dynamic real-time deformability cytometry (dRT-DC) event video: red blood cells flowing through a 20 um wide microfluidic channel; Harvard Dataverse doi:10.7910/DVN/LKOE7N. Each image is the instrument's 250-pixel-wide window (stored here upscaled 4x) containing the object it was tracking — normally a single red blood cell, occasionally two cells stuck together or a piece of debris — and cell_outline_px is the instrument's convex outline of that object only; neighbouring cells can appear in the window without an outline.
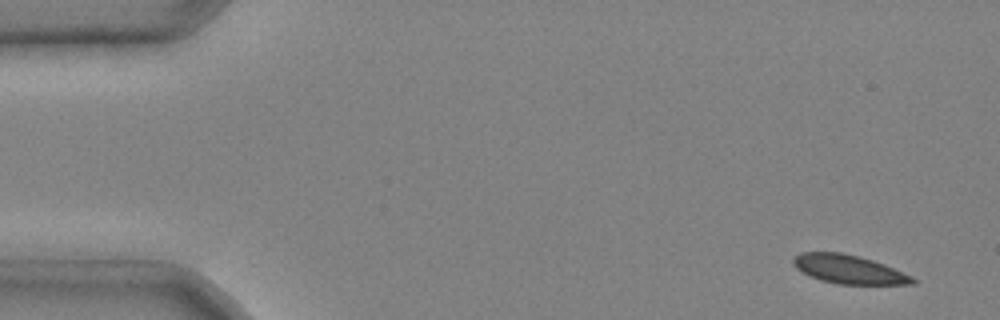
{"species": "common noctule bat (a hibernating species)", "species_latin": "Nyctalus noctula", "temperature_condition": "cold", "stored_images_in_passage": 4, "camera_frame_rate_fps": 3000, "um_per_image_px": 0.085, "animal": {"sex": "male", "body_mass_g": 20.4}, "frame": {"image": 1, "passage_image": 1, "time_ms": 0.0, "image_size_px": [1000, 320], "cell_outline_px": [[916, 284], [836, 284], [820, 280], [796, 268], [792, 264], [792, 260], [800, 252], [840, 252], [860, 256], [884, 264], [912, 276], [916, 280]], "centroid_in_image_um": [72.15, 22.89], "position_along_channel_um": 12.9, "area_um2": 19.88}}
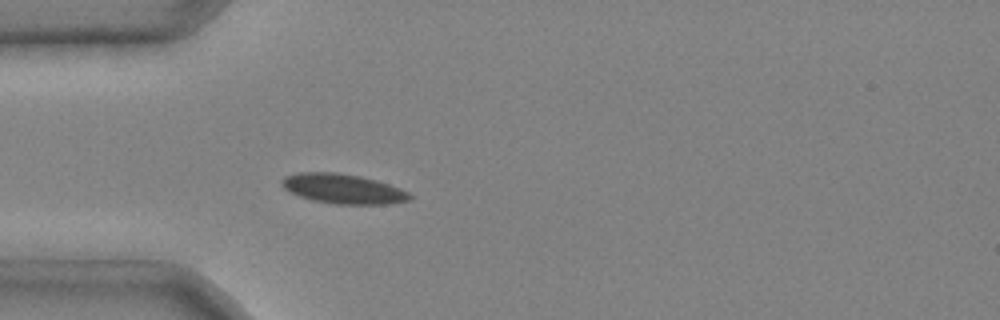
{"frame": {"image": 2, "passage_image": 4, "time_ms": 1.0, "image_size_px": [1000, 320], "cell_outline_px": [[412, 200], [388, 204], [336, 204], [312, 200], [300, 196], [284, 188], [280, 184], [280, 180], [284, 176], [296, 172], [336, 172], [360, 176], [376, 180], [400, 188], [408, 192], [412, 196]], "centroid_in_image_um": [29.15, 16.04], "position_along_channel_um": 55.9, "area_um2": 22.25}}